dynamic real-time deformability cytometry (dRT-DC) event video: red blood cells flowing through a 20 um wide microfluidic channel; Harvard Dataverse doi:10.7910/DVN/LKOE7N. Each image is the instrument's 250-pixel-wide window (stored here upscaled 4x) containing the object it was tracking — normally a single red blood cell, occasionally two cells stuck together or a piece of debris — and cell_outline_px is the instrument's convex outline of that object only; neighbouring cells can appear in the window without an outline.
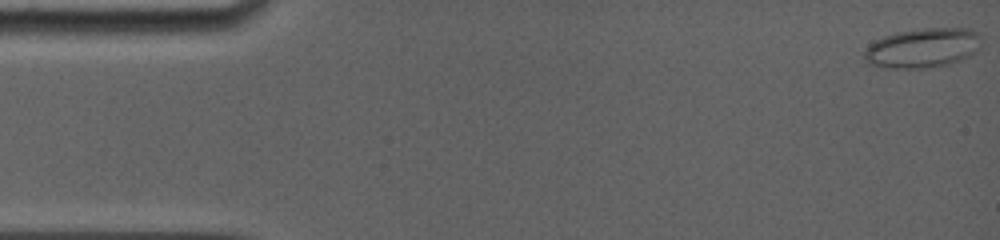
{"species": "common noctule bat (a hibernating species)", "species_latin": "Nyctalus noctula", "temperature_condition": "room temperature", "stored_images_in_passage": 95, "camera_frame_rate_fps": 5000, "um_per_image_px": 0.085, "animal": {"sex": "female", "body_mass_g": 19.0, "forearm_length_mm": 56.7}, "frame": {"image": 1, "passage_image": 1, "time_ms": 0.0, "image_size_px": [1000, 240], "cell_outline_px": [[980, 48], [976, 52], [960, 60], [948, 64], [928, 68], [888, 68], [868, 64], [864, 60], [864, 52], [868, 44], [884, 36], [896, 32], [924, 28], [968, 28], [976, 32], [980, 36]], "centroid_in_image_um": [78.41, 4.08], "position_along_channel_um": 6.6, "area_um2": 27.17}}
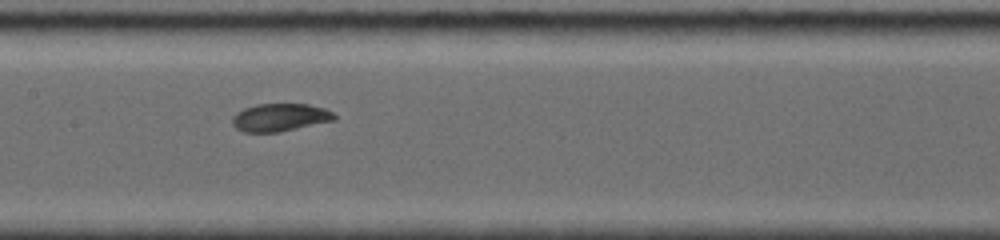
{"frame": {"image": 2, "passage_image": 40, "time_ms": 7.8, "image_size_px": [1000, 240], "cell_outline_px": [[336, 120], [276, 132], [244, 132], [236, 128], [232, 124], [232, 116], [236, 112], [244, 108], [256, 104], [308, 104], [324, 108], [332, 112], [336, 116]], "centroid_in_image_um": [23.77, 9.97], "position_along_channel_um": 183.6, "area_um2": 16.47}}
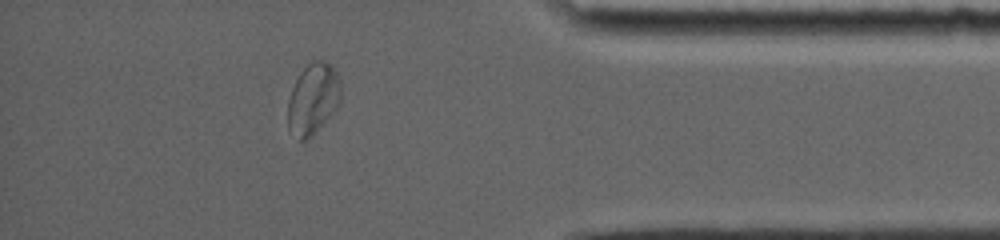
{"frame": {"image": 3, "passage_image": 81, "time_ms": 14.0, "image_size_px": [1000, 240], "cell_outline_px": [[340, 100], [336, 108], [312, 136], [304, 140], [300, 140], [288, 128], [288, 100], [292, 88], [300, 72], [312, 60], [324, 60], [332, 64], [336, 72], [340, 84]], "centroid_in_image_um": [26.6, 8.37], "position_along_channel_um": 408.6, "area_um2": 21.73}, "authors_computed_cell_mechanics": {"area_um2": 17.8602, "velocity_mm_per_s": 3.8831, "shape_relaxation_time_tau1_ms": 4.9825, "shape_relaxation_time_tau2_ms": 1.1736, "deformation_change_tau1": 0.1618, "deformation_change_tau2": 0.0541}}